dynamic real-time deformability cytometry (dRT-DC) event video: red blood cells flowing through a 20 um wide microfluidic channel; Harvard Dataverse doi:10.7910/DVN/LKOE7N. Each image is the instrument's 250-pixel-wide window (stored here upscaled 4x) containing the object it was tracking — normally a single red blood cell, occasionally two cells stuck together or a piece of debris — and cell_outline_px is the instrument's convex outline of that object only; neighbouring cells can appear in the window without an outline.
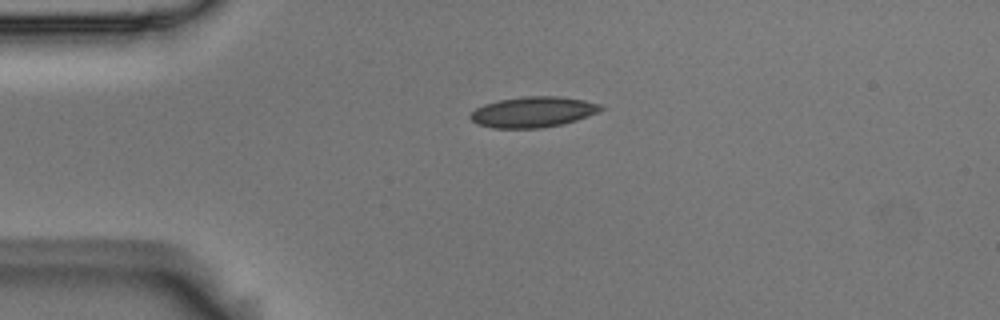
{"species": "Egyptian fruit bat (a non-hibernating species)", "species_latin": "Rousettus aegyptiacus", "temperature_condition": "room temperature", "stored_images_in_passage": 1, "camera_frame_rate_fps": 3000, "um_per_image_px": 0.085, "animal": {"sex": "male"}, "frame": {"image": 1, "passage_image": 1, "time_ms": 0.0, "image_size_px": [1000, 320], "cell_outline_px": [[604, 108], [588, 116], [564, 124], [540, 128], [492, 128], [480, 124], [472, 120], [468, 116], [476, 108], [484, 104], [500, 100], [524, 96], [560, 96], [584, 100], [600, 104]], "centroid_in_image_um": [45.31, 9.52], "position_along_channel_um": 39.7, "area_um2": 23.18}}